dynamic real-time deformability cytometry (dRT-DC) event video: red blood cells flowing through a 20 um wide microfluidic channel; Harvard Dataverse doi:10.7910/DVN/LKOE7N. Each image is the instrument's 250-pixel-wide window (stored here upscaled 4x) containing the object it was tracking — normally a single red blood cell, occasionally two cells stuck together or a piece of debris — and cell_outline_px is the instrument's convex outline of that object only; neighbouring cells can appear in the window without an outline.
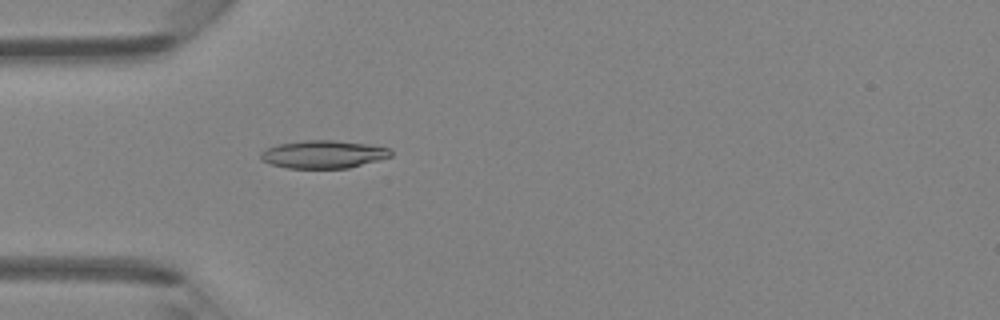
{"species": "Egyptian fruit bat (a non-hibernating species)", "species_latin": "Rousettus aegyptiacus", "temperature_condition": "room temperature", "stored_images_in_passage": 46, "camera_frame_rate_fps": 3000, "um_per_image_px": 0.085, "animal": {"sex": "female"}, "frame": {"image": 1, "passage_image": 14, "time_ms": 4.333, "image_size_px": [1000, 320], "cell_outline_px": [[392, 156], [348, 168], [288, 168], [272, 164], [260, 160], [260, 152], [276, 144], [304, 140], [332, 140], [368, 144], [392, 148]], "centroid_in_image_um": [27.48, 13.11], "position_along_channel_um": 57.5, "area_um2": 21.15}}
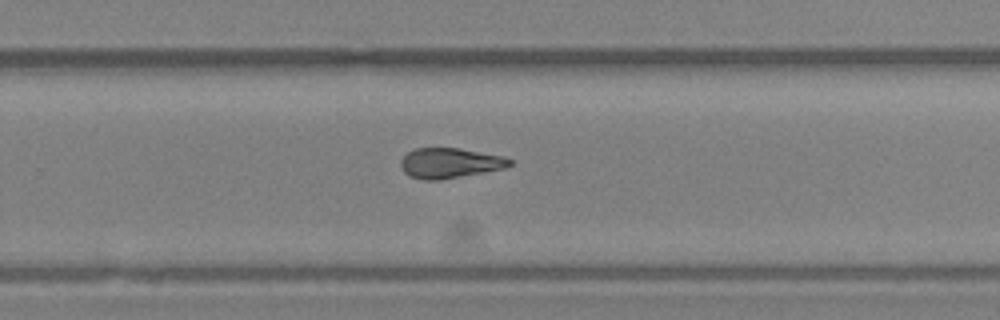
{"frame": {"image": 2, "passage_image": 30, "time_ms": 9.667, "image_size_px": [1000, 320], "cell_outline_px": [[512, 164], [504, 168], [484, 172], [440, 180], [424, 180], [412, 176], [404, 172], [400, 168], [400, 160], [408, 152], [416, 148], [456, 148], [500, 156], [512, 160]], "centroid_in_image_um": [38.19, 13.86], "position_along_channel_um": 291.6, "area_um2": 18.84}}
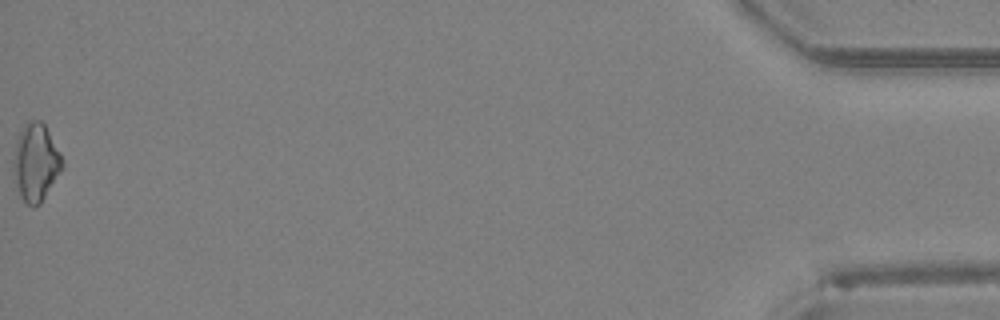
{"frame": {"image": 3, "passage_image": 46, "time_ms": 15.0, "image_size_px": [1000, 320], "cell_outline_px": [[64, 168], [40, 204], [32, 208], [20, 196], [16, 180], [12, 160], [16, 140], [24, 124], [28, 120], [40, 120], [44, 124], [60, 152], [64, 160]], "centroid_in_image_um": [3.06, 13.8], "position_along_channel_um": 432.1, "area_um2": 22.14}}